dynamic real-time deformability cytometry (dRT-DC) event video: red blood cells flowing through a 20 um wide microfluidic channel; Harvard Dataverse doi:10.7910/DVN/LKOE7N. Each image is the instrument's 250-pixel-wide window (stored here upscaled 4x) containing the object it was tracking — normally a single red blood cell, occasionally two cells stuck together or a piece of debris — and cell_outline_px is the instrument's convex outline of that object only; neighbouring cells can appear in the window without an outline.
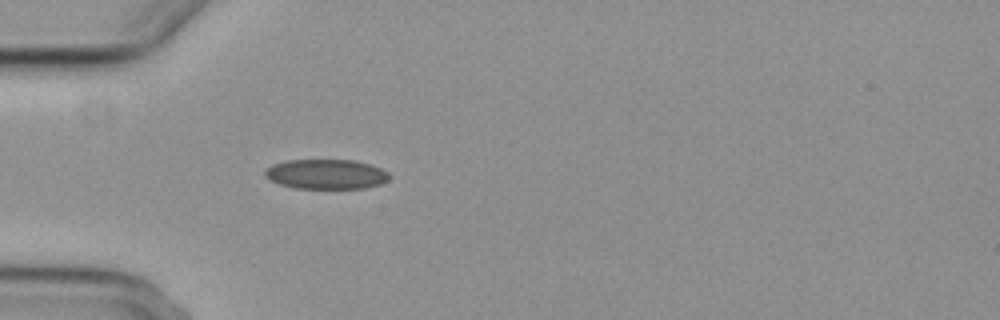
{"species": "common noctule bat (a hibernating species)", "species_latin": "Nyctalus noctula", "temperature_condition": "cold", "stored_images_in_passage": 5, "camera_frame_rate_fps": 3000, "um_per_image_px": 0.085, "animal": {"sex": "female", "body_mass_g": 29.2, "forearm_length_mm": 56.3}, "frame": {"image": 1, "passage_image": 5, "time_ms": 5.0, "image_size_px": [1000, 320], "cell_outline_px": [[392, 176], [388, 180], [380, 184], [364, 188], [296, 188], [280, 184], [264, 176], [264, 172], [272, 164], [288, 160], [352, 160], [372, 164], [388, 172]], "centroid_in_image_um": [27.76, 14.8], "position_along_channel_um": 57.2, "area_um2": 21.56}}